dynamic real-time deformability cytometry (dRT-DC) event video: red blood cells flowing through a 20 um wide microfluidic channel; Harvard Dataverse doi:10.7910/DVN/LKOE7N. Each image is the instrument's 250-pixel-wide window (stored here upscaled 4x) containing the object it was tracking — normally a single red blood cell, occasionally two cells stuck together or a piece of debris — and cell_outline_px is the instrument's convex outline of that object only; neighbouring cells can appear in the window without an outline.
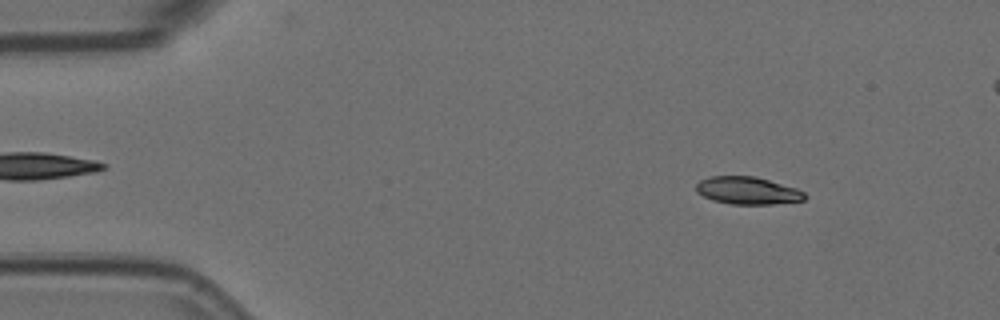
{"species": "Egyptian fruit bat (a non-hibernating species)", "species_latin": "Rousettus aegyptiacus", "temperature_condition": "room temperature", "stored_images_in_passage": 32, "camera_frame_rate_fps": 3000, "um_per_image_px": 0.085, "animal": {"sex": "female"}, "frame": {"image": 1, "passage_image": 7, "time_ms": 2.0, "image_size_px": [1000, 320], "cell_outline_px": [[808, 196], [804, 200], [772, 204], [732, 204], [712, 200], [696, 192], [696, 184], [700, 180], [712, 176], [756, 176], [796, 188], [804, 192]], "centroid_in_image_um": [63.55, 16.2], "position_along_channel_um": 21.5, "area_um2": 17.4}}
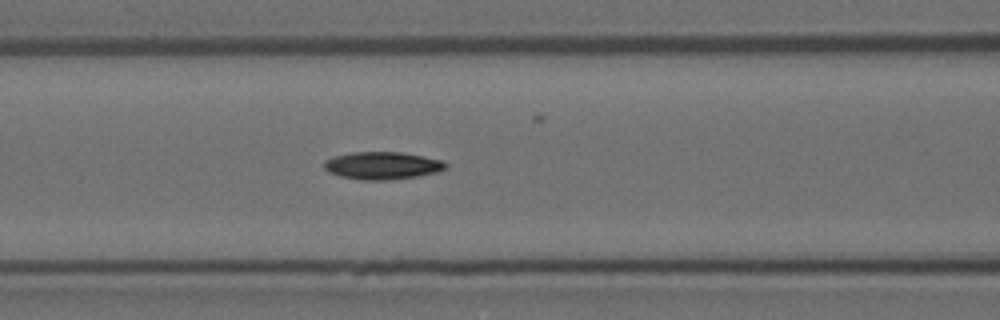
{"frame": {"image": 2, "passage_image": 23, "time_ms": 7.333, "image_size_px": [1000, 320], "cell_outline_px": [[448, 164], [444, 168], [436, 172], [416, 176], [392, 180], [360, 180], [340, 176], [328, 172], [324, 168], [324, 160], [332, 156], [352, 152], [400, 152], [424, 156], [440, 160]], "centroid_in_image_um": [32.44, 14.07], "position_along_channel_um": 134.2, "area_um2": 19.54}}
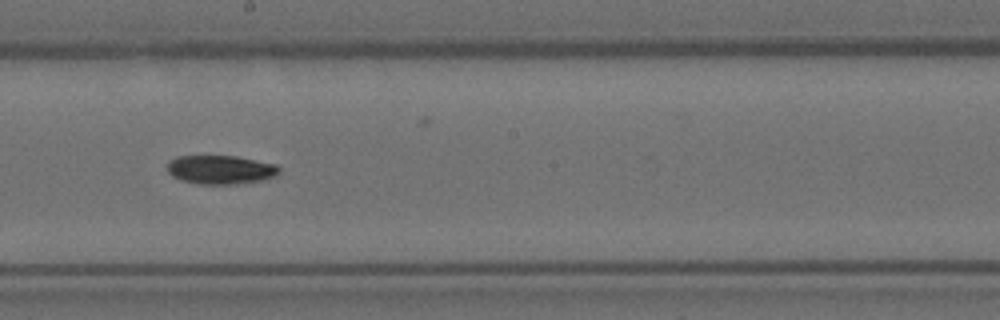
{"frame": {"image": 3, "passage_image": 31, "time_ms": 10.0, "image_size_px": [1000, 320], "cell_outline_px": [[280, 172], [276, 176], [264, 180], [236, 184], [200, 184], [180, 180], [172, 176], [168, 172], [168, 160], [176, 156], [236, 156], [276, 164], [280, 168]], "centroid_in_image_um": [18.76, 14.42], "position_along_channel_um": 229.4, "area_um2": 18.96}}